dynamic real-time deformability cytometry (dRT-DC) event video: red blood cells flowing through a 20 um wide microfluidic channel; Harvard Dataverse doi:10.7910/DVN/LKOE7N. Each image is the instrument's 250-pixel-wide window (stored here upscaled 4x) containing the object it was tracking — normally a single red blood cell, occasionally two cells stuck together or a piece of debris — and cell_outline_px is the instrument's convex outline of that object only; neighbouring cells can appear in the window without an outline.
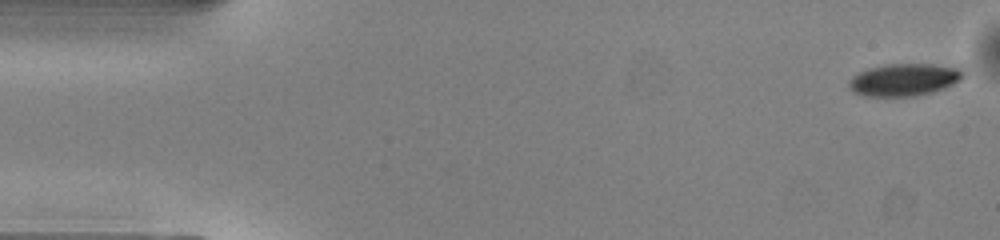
{"species": "common noctule bat (a hibernating species)", "species_latin": "Nyctalus noctula", "temperature_condition": "warm", "stored_images_in_passage": 50, "camera_frame_rate_fps": 3000, "um_per_image_px": 0.085, "animal": {"sex": "male", "body_mass_g": 13.0, "forearm_length_mm": 53.1}, "frame": {"image": 1, "passage_image": 1, "time_ms": 0.0, "image_size_px": [1000, 240], "cell_outline_px": [[964, 76], [960, 80], [944, 88], [932, 92], [916, 96], [864, 96], [852, 92], [848, 88], [848, 80], [852, 76], [868, 68], [884, 64], [960, 64], [964, 72]], "centroid_in_image_um": [76.89, 6.75], "position_along_channel_um": 8.1, "area_um2": 22.14}}
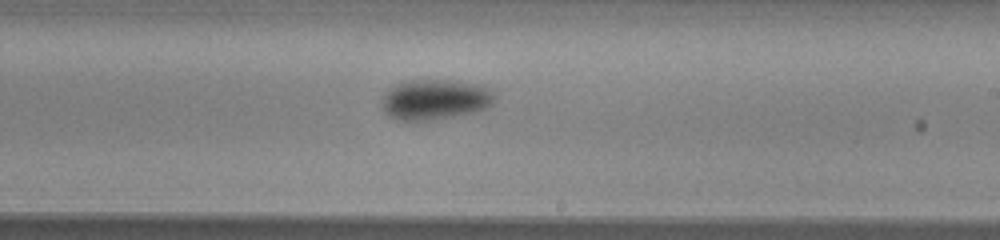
{"frame": {"image": 2, "passage_image": 29, "time_ms": 9.333, "image_size_px": [1000, 240], "cell_outline_px": [[496, 96], [492, 104], [488, 108], [476, 112], [432, 120], [400, 120], [388, 116], [384, 112], [384, 96], [388, 88], [404, 80], [452, 80], [480, 84], [492, 88]], "centroid_in_image_um": [37.04, 8.44], "position_along_channel_um": 252.0, "area_um2": 26.82}}
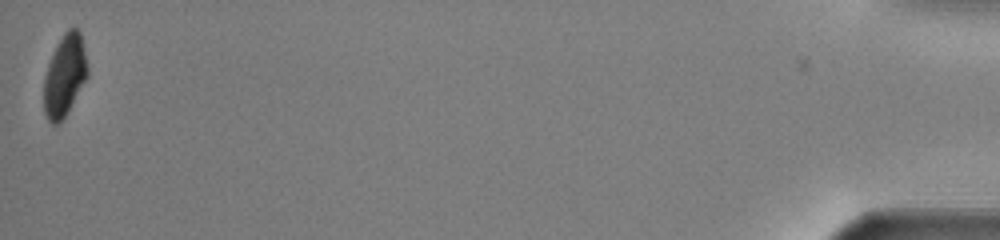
{"frame": {"image": 3, "passage_image": 50, "time_ms": 16.333, "image_size_px": [1000, 240], "cell_outline_px": [[88, 76], [64, 116], [56, 124], [52, 124], [48, 120], [44, 112], [44, 76], [48, 64], [56, 44], [64, 32], [68, 28], [76, 28], [80, 32], [84, 48], [88, 68]], "centroid_in_image_um": [5.49, 6.38], "position_along_channel_um": 429.7, "area_um2": 20.52}, "authors_computed_cell_mechanics": {"area_um2": 23.5824, "velocity_mm_per_s": 4.0394, "shape_relaxation_time_tau1_ms": 2.4939, "shape_relaxation_time_tau2_ms": null, "deformation_change_tau1": 0.1175, "deformation_change_tau2": null}}